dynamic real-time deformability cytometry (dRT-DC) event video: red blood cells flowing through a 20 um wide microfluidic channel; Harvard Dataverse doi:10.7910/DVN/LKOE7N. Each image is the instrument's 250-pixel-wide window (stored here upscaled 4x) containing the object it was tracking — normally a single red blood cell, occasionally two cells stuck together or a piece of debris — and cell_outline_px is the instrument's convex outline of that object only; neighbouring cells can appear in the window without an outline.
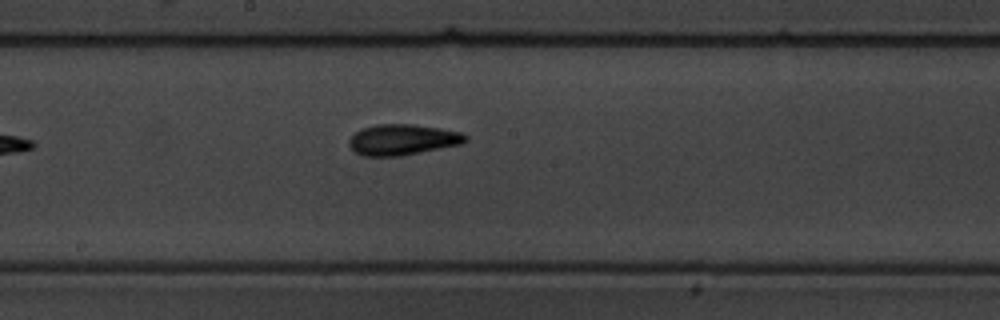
{"species": "common noctule bat (a hibernating species)", "species_latin": "Nyctalus noctula", "temperature_condition": "warm", "stored_images_in_passage": 6, "camera_frame_rate_fps": 3000, "um_per_image_px": 0.085, "animal": {"sex": "male", "body_mass_g": 19.5, "forearm_length_mm": 54.6}, "frame": {"image": 1, "passage_image": 6, "time_ms": 6.333, "image_size_px": [1000, 320], "cell_outline_px": [[468, 140], [460, 144], [400, 156], [360, 156], [348, 144], [348, 140], [360, 128], [376, 124], [412, 124], [440, 128], [460, 132], [468, 136]], "centroid_in_image_um": [34.19, 11.86], "position_along_channel_um": 214.0, "area_um2": 20.87}}